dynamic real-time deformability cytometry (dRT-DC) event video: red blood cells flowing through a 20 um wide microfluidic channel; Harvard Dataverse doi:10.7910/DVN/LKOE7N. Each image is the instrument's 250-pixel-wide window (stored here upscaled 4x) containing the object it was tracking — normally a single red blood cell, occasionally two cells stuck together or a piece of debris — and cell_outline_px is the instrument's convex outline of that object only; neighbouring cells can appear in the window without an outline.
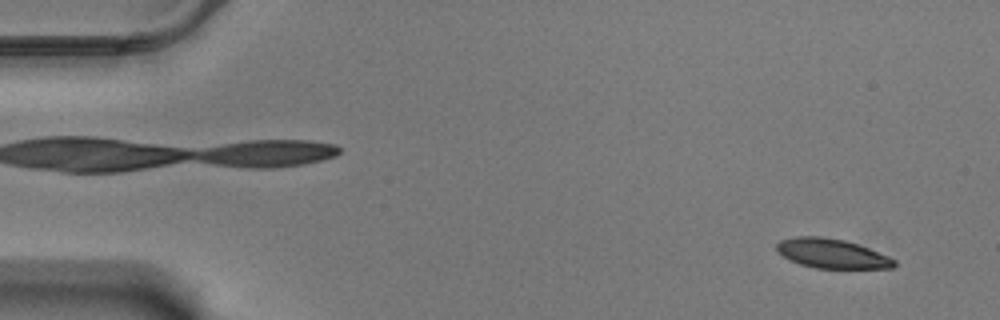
{"species": "Egyptian fruit bat (a non-hibernating species)", "species_latin": "Rousettus aegyptiacus", "temperature_condition": "warm", "stored_images_in_passage": 59, "camera_frame_rate_fps": 3000, "um_per_image_px": 0.085, "animal": {"sex": "male"}, "frame": {"image": 1, "passage_image": 4, "time_ms": 1.0, "image_size_px": [1000, 320], "cell_outline_px": [[896, 264], [892, 268], [816, 268], [800, 264], [776, 252], [776, 244], [780, 240], [796, 236], [820, 236], [844, 240], [868, 248], [888, 256], [896, 260]], "centroid_in_image_um": [70.69, 21.54], "position_along_channel_um": 14.3, "area_um2": 20.0}}
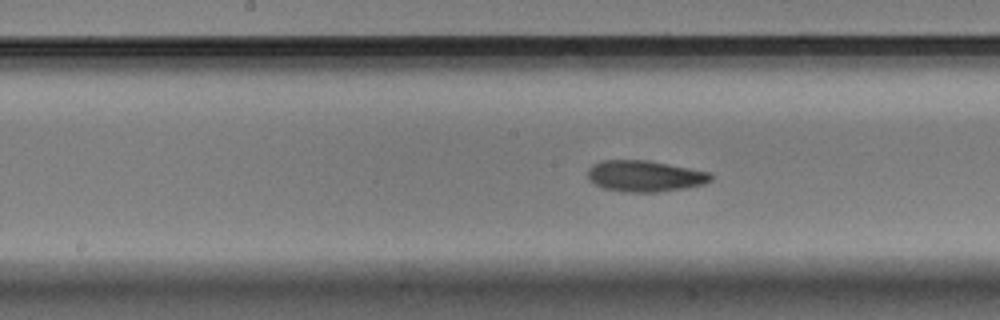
{"frame": {"image": 2, "passage_image": 30, "time_ms": 9.667, "image_size_px": [1000, 320], "cell_outline_px": [[712, 180], [704, 184], [684, 188], [656, 192], [624, 192], [604, 188], [596, 184], [588, 176], [588, 168], [592, 164], [600, 160], [648, 160], [708, 172], [712, 176]], "centroid_in_image_um": [54.79, 14.96], "position_along_channel_um": 193.4, "area_um2": 22.2}}
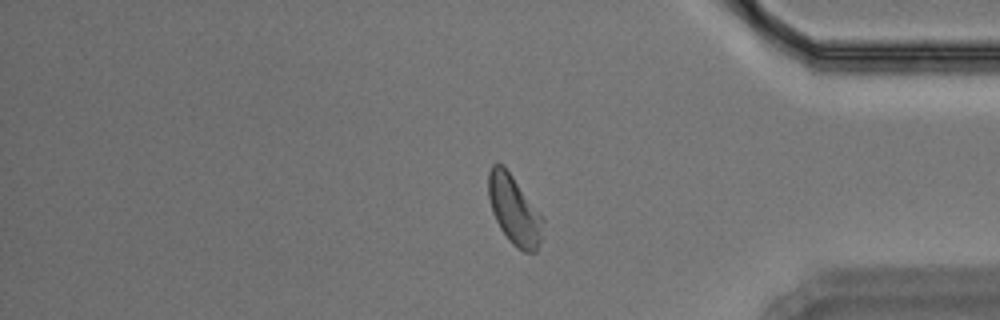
{"frame": {"image": 3, "passage_image": 49, "time_ms": 16.0, "image_size_px": [1000, 320], "cell_outline_px": [[544, 220], [540, 240], [536, 252], [524, 252], [512, 244], [508, 240], [500, 228], [492, 212], [488, 196], [488, 172], [492, 164], [496, 160], [504, 164], [544, 216]], "centroid_in_image_um": [43.7, 17.79], "position_along_channel_um": 391.5, "area_um2": 22.43}, "authors_computed_cell_mechanics": {"area_um2": 21.675, "velocity_mm_per_s": 3.4405, "shape_relaxation_time_tau1_ms": 3.6903, "shape_relaxation_time_tau2_ms": 2.626, "deformation_change_tau1": 0.1524, "deformation_change_tau2": 0.0851}}